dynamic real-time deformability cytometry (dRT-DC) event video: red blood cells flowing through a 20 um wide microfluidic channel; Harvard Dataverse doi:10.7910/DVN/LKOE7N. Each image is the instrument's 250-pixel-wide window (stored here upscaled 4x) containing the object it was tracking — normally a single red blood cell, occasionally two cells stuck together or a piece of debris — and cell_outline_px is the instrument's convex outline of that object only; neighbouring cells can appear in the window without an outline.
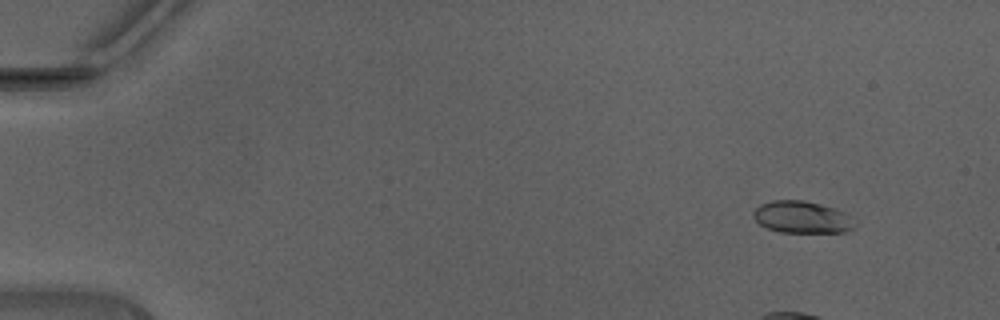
{"species": "Egyptian fruit bat (a non-hibernating species)", "species_latin": "Rousettus aegyptiacus", "temperature_condition": "warm", "stored_images_in_passage": 49, "camera_frame_rate_fps": 3000, "um_per_image_px": 0.085, "animal": {"sex": "male"}, "frame": {"image": 1, "passage_image": 5, "time_ms": 1.333, "image_size_px": [1000, 320], "cell_outline_px": [[856, 224], [852, 228], [844, 232], [780, 232], [768, 228], [760, 224], [752, 216], [752, 212], [760, 204], [772, 200], [804, 200], [820, 204], [844, 212]], "centroid_in_image_um": [68.12, 18.45], "position_along_channel_um": 16.9, "area_um2": 18.73}}
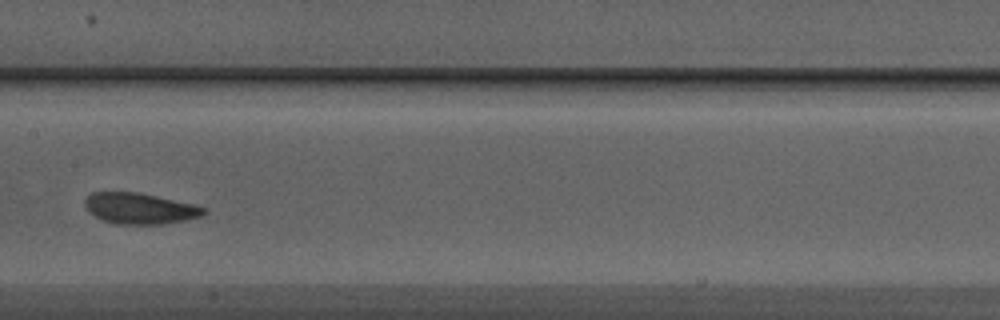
{"frame": {"image": 2, "passage_image": 27, "time_ms": 8.667, "image_size_px": [1000, 320], "cell_outline_px": [[208, 208], [200, 216], [184, 220], [164, 224], [112, 224], [88, 212], [84, 208], [84, 200], [92, 192], [136, 192], [196, 204]], "centroid_in_image_um": [11.86, 17.72], "position_along_channel_um": 195.5, "area_um2": 21.5}}
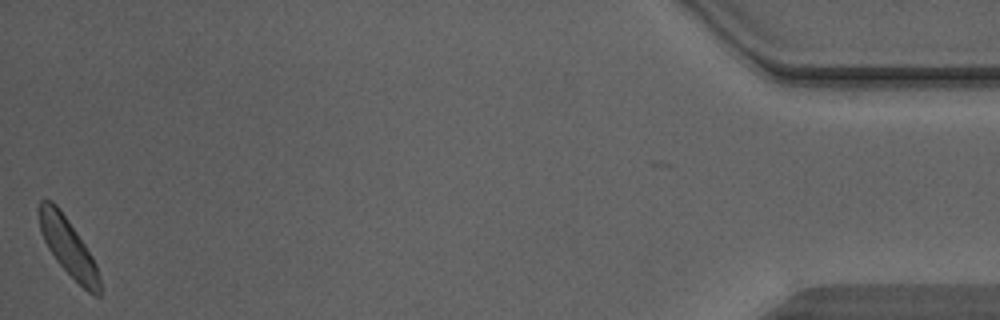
{"frame": {"image": 3, "passage_image": 49, "time_ms": 16.0, "image_size_px": [1000, 320], "cell_outline_px": [[100, 296], [96, 296], [88, 292], [56, 260], [48, 248], [40, 232], [36, 208], [40, 200], [52, 200], [56, 204], [76, 232], [92, 256], [96, 264], [100, 280]], "centroid_in_image_um": [5.75, 20.95], "position_along_channel_um": 429.5, "area_um2": 20.11}, "authors_computed_cell_mechanics": {"area_um2": 20.9236, "velocity_mm_per_s": 4.3831, "shape_relaxation_time_tau1_ms": 2.9653, "shape_relaxation_time_tau2_ms": 2.0379, "deformation_change_tau1": 0.1344, "deformation_change_tau2": 0.0668}}